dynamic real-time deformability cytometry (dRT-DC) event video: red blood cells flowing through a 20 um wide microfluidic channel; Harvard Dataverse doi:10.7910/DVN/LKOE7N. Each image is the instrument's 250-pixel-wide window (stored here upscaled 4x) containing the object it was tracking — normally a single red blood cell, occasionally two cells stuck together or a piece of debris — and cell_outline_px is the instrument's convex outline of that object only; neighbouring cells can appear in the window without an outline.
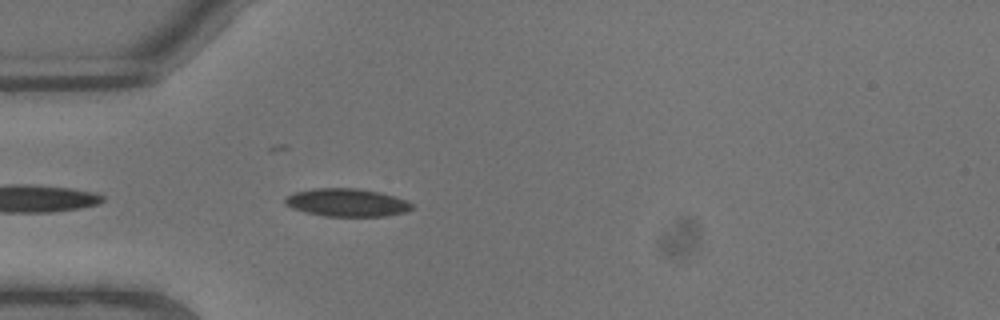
{"species": "common noctule bat (a hibernating species)", "species_latin": "Nyctalus noctula", "temperature_condition": "warm", "stored_images_in_passage": 5, "segment_of_instrument_passage": [2, 2], "camera_frame_rate_fps": 3000, "um_per_image_px": 0.085, "animal": {"sex": "male", "body_mass_g": 13.3}, "frame": {"image": 1, "passage_image": 5, "time_ms": 1.333, "image_size_px": [1000, 320], "cell_outline_px": [[412, 208], [404, 212], [384, 216], [324, 216], [304, 212], [292, 208], [284, 204], [284, 200], [292, 192], [312, 188], [356, 188], [380, 192], [408, 200], [412, 204]], "centroid_in_image_um": [29.45, 17.21], "position_along_channel_um": 55.6, "area_um2": 20.75}}